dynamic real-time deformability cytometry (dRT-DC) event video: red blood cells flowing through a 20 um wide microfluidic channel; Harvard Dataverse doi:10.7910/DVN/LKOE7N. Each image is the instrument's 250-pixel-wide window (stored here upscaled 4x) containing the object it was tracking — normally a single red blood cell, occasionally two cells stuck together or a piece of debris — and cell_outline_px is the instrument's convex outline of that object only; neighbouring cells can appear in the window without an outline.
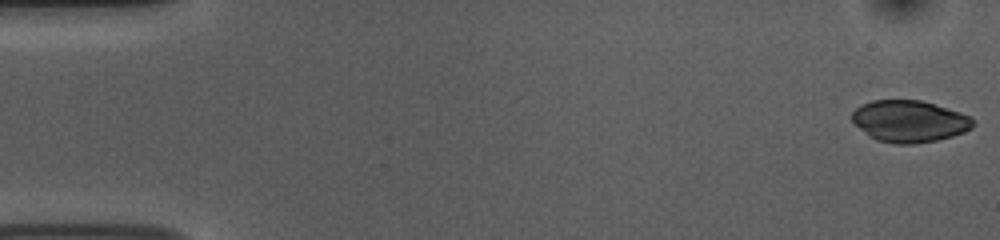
{"species": "common noctule bat (a hibernating species)", "species_latin": "Nyctalus noctula", "temperature_condition": "room temperature", "stored_images_in_passage": 53, "camera_frame_rate_fps": 3000, "um_per_image_px": 0.085, "animal": {"sex": "female", "body_mass_g": 10.0, "forearm_length_mm": 53.1}, "frame": {"image": 1, "passage_image": 1, "time_ms": 0.0, "image_size_px": [1000, 240], "cell_outline_px": [[976, 124], [972, 128], [964, 132], [952, 136], [936, 140], [912, 144], [892, 144], [876, 140], [868, 136], [852, 120], [852, 112], [860, 104], [872, 100], [920, 100], [960, 112], [976, 120]], "centroid_in_image_um": [77.3, 10.31], "position_along_channel_um": 7.7, "area_um2": 29.54}}
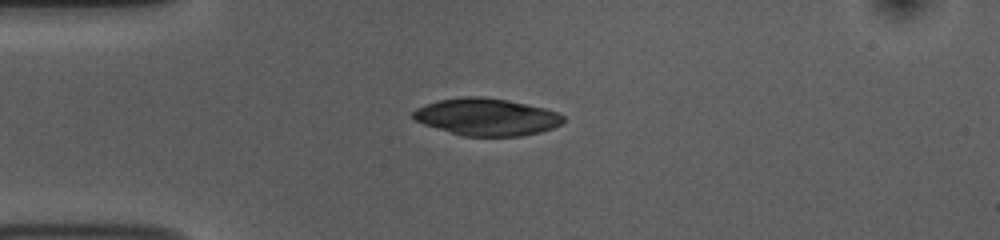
{"frame": {"image": 2, "passage_image": 13, "time_ms": 4.0, "image_size_px": [1000, 240], "cell_outline_px": [[564, 120], [560, 124], [552, 128], [540, 132], [520, 136], [464, 136], [424, 124], [416, 120], [412, 116], [412, 112], [416, 108], [440, 100], [464, 96], [480, 96], [508, 100], [528, 104], [544, 108], [556, 112], [564, 116]], "centroid_in_image_um": [41.38, 9.93], "position_along_channel_um": 43.6, "area_um2": 32.25}}
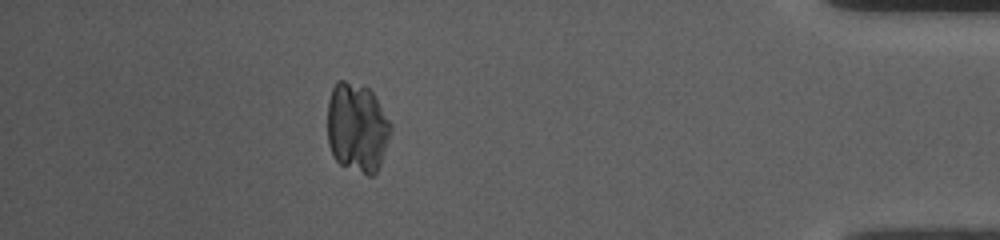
{"frame": {"image": 3, "passage_image": 47, "time_ms": 15.333, "image_size_px": [1000, 240], "cell_outline_px": [[392, 128], [380, 164], [376, 172], [372, 176], [368, 176], [340, 164], [332, 156], [328, 144], [328, 100], [332, 88], [336, 80], [344, 80], [368, 88], [376, 96], [392, 124]], "centroid_in_image_um": [30.35, 10.84], "position_along_channel_um": 404.9, "area_um2": 33.23}}